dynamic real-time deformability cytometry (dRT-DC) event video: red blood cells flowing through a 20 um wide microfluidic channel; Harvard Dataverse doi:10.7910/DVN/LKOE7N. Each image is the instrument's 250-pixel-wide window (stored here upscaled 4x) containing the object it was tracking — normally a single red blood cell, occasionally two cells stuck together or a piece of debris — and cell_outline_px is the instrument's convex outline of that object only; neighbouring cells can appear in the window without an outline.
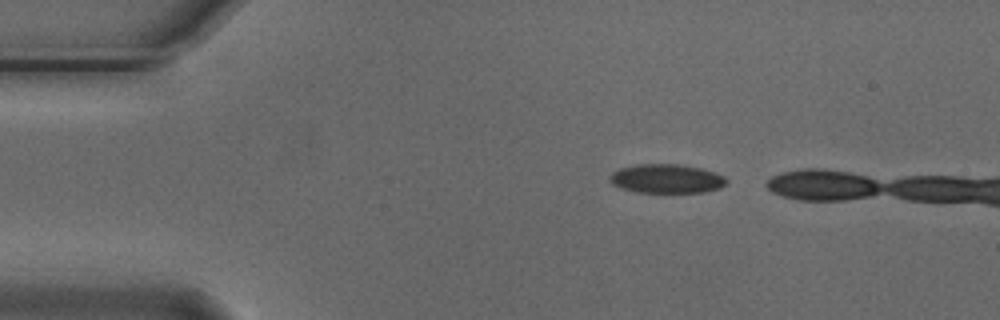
{"species": "Egyptian fruit bat (a non-hibernating species)", "species_latin": "Rousettus aegyptiacus", "temperature_condition": "cold", "stored_images_in_passage": 2, "camera_frame_rate_fps": 3000, "um_per_image_px": 0.085, "animal": {"sex": "male"}, "frame": {"image": 1, "passage_image": 1, "time_ms": 0.0, "image_size_px": [1000, 320], "cell_outline_px": [[728, 180], [720, 188], [704, 192], [636, 192], [620, 188], [612, 184], [608, 180], [608, 176], [612, 172], [620, 168], [640, 164], [680, 164], [700, 168], [724, 176]], "centroid_in_image_um": [56.61, 15.19], "position_along_channel_um": 28.4, "area_um2": 19.71}}